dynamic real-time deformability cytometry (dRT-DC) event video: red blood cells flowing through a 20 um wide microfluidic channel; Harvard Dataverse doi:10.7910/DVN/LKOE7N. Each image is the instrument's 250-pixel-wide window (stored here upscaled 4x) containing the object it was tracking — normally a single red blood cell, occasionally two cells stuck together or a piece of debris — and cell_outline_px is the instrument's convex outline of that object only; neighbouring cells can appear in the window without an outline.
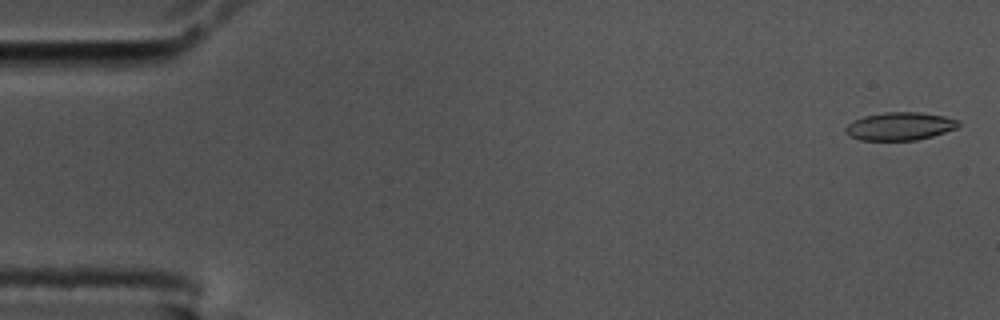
{"species": "common noctule bat (a hibernating species)", "species_latin": "Nyctalus noctula", "temperature_condition": "cold", "stored_images_in_passage": 56, "camera_frame_rate_fps": 3000, "um_per_image_px": 0.085, "animal": {"sex": "male", "body_mass_g": 17.5, "forearm_length_mm": 52.3}, "frame": {"image": 1, "passage_image": 2, "time_ms": 0.333, "image_size_px": [1000, 320], "cell_outline_px": [[960, 124], [956, 128], [932, 136], [916, 140], [860, 140], [848, 136], [844, 132], [844, 128], [852, 120], [864, 116], [884, 112], [920, 112], [944, 116], [960, 120]], "centroid_in_image_um": [76.45, 10.73], "position_along_channel_um": 8.6, "area_um2": 18.55}}
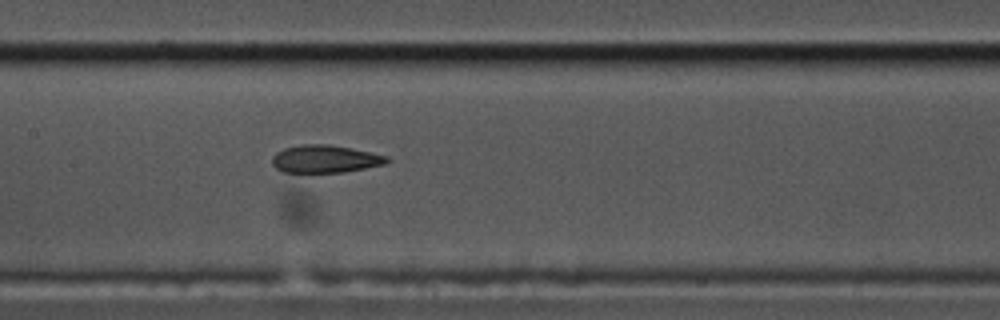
{"frame": {"image": 2, "passage_image": 27, "time_ms": 8.667, "image_size_px": [1000, 320], "cell_outline_px": [[392, 160], [384, 164], [344, 172], [280, 172], [272, 164], [272, 156], [276, 152], [284, 148], [300, 144], [328, 144], [388, 156]], "centroid_in_image_um": [27.59, 13.51], "position_along_channel_um": 179.8, "area_um2": 18.44}}
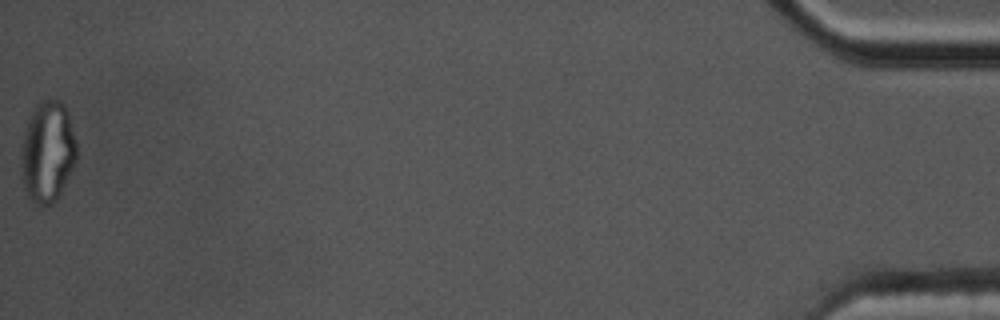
{"frame": {"image": 3, "passage_image": 56, "time_ms": 18.333, "image_size_px": [1000, 320], "cell_outline_px": [[76, 160], [56, 200], [52, 204], [44, 208], [36, 204], [24, 192], [20, 176], [20, 152], [24, 132], [32, 108], [40, 100], [60, 100], [64, 104], [68, 112], [76, 140]], "centroid_in_image_um": [4.0, 12.91], "position_along_channel_um": 431.2, "area_um2": 33.29}, "authors_computed_cell_mechanics": {"area_um2": 19.363, "velocity_mm_per_s": 3.6348, "shape_relaxation_time_tau1_ms": null, "shape_relaxation_time_tau2_ms": 1.9598, "deformation_change_tau1": null, "deformation_change_tau2": 0.0887}}